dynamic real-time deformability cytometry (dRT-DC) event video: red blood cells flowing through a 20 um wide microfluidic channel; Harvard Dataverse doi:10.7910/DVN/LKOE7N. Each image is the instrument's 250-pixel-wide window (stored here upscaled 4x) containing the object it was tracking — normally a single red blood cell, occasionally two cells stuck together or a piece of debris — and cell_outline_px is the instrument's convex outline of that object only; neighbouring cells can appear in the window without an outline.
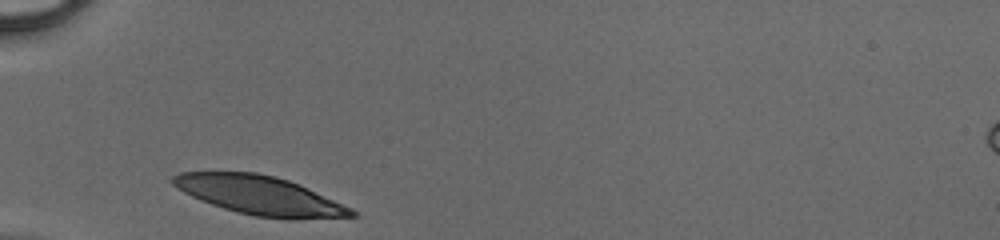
{"species": "human", "species_latin": "Homo sapiens", "temperature_condition": "cold", "stored_images_in_passage": 25, "camera_frame_rate_fps": 3000, "um_per_image_px": 0.085, "donor": {"sex": "male"}, "frame": {"image": 1, "passage_image": 1, "time_ms": 0.0, "image_size_px": [1000, 240], "cell_outline_px": [[356, 216], [292, 220], [288, 220], [256, 216], [236, 212], [200, 200], [184, 192], [172, 184], [172, 176], [180, 172], [256, 172], [276, 176], [288, 180], [308, 188], [352, 208], [356, 212]], "centroid_in_image_um": [22.1, 16.61], "position_along_channel_um": 62.9, "area_um2": 40.34}}
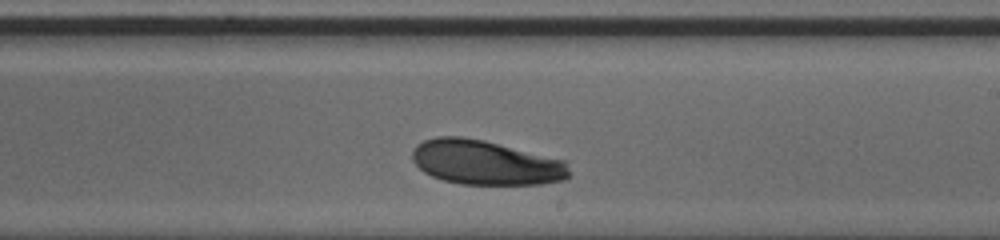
{"frame": {"image": 2, "passage_image": 15, "time_ms": 4.667, "image_size_px": [1000, 240], "cell_outline_px": [[568, 176], [564, 180], [544, 184], [460, 184], [440, 180], [424, 172], [412, 160], [412, 152], [416, 144], [424, 140], [436, 136], [460, 136], [484, 140], [564, 160], [568, 168]], "centroid_in_image_um": [41.23, 13.82], "position_along_channel_um": 247.8, "area_um2": 40.75}}
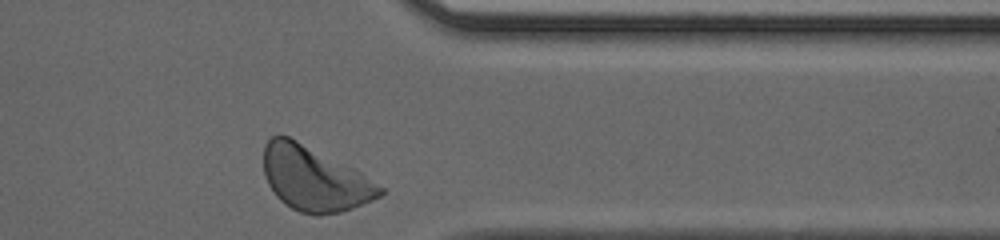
{"frame": {"image": 3, "passage_image": 25, "time_ms": 8.0, "image_size_px": [1000, 240], "cell_outline_px": [[384, 192], [380, 196], [372, 200], [352, 208], [340, 212], [320, 216], [316, 216], [300, 212], [284, 204], [276, 196], [268, 184], [264, 176], [264, 144], [272, 136], [288, 136], [352, 168], [384, 188]], "centroid_in_image_um": [26.69, 15.22], "position_along_channel_um": 384.7, "area_um2": 43.18}}